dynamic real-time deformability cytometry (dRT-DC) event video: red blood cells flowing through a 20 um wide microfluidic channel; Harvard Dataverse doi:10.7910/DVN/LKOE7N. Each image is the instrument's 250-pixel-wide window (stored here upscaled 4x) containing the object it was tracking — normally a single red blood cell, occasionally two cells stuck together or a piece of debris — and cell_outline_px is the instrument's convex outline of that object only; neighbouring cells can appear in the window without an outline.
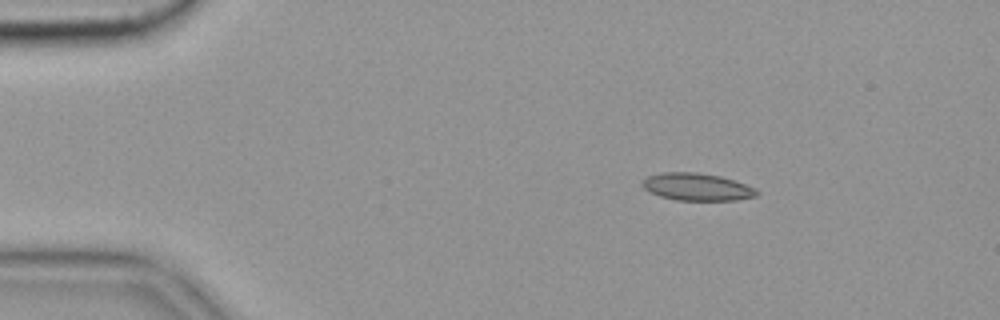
{"species": "common noctule bat (a hibernating species)", "species_latin": "Nyctalus noctula", "temperature_condition": "cold", "stored_images_in_passage": 49, "camera_frame_rate_fps": 3000, "um_per_image_px": 0.085, "animal": {"sex": "female", "body_mass_g": 19.9}, "frame": {"image": 1, "passage_image": 1, "time_ms": 0.0, "image_size_px": [1000, 320], "cell_outline_px": [[760, 192], [756, 196], [736, 200], [676, 200], [660, 196], [644, 188], [640, 184], [640, 180], [648, 176], [660, 172], [696, 172], [720, 176], [756, 188]], "centroid_in_image_um": [59.21, 15.88], "position_along_channel_um": 25.8, "area_um2": 18.26}, "authors_computed_cell_mechanics": {"area_um2": 17.5712, "velocity_mm_per_s": 3.5458, "shape_relaxation_time_tau1_ms": null, "shape_relaxation_time_tau2_ms": 4.8949, "deformation_change_tau1": null, "deformation_change_tau2": 0.1287}}